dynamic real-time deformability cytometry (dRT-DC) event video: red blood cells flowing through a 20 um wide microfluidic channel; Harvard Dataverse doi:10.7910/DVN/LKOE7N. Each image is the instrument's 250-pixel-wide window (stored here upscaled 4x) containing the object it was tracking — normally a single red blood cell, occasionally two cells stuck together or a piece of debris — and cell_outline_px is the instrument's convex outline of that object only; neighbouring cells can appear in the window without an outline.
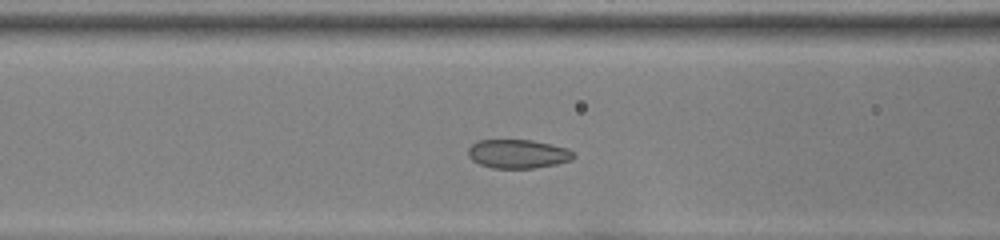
{"species": "common noctule bat (a hibernating species)", "species_latin": "Nyctalus noctula", "temperature_condition": "room temperature", "stored_images_in_passage": 41, "camera_frame_rate_fps": 3000, "um_per_image_px": 0.085, "animal": {"sex": "female", "body_mass_g": 22.0, "forearm_length_mm": 56.7}, "frame": {"image": 1, "passage_image": 11, "time_ms": 3.333, "image_size_px": [1000, 240], "cell_outline_px": [[576, 156], [572, 160], [556, 164], [536, 168], [492, 168], [480, 164], [472, 160], [468, 156], [468, 148], [476, 140], [532, 140], [552, 144], [568, 148]], "centroid_in_image_um": [44.03, 13.08], "position_along_channel_um": 122.6, "area_um2": 17.86}}
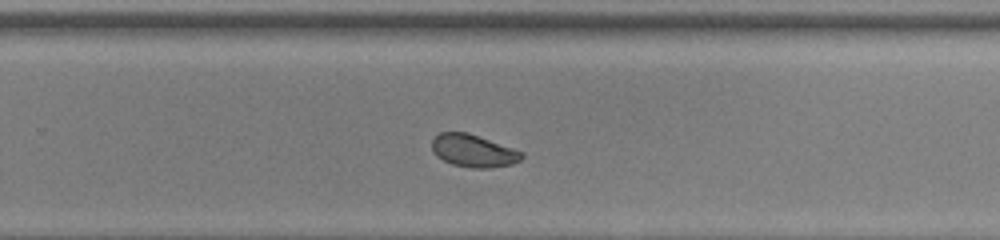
{"frame": {"image": 2, "passage_image": 24, "time_ms": 7.667, "image_size_px": [1000, 240], "cell_outline_px": [[524, 156], [520, 160], [512, 164], [492, 168], [472, 168], [452, 164], [436, 156], [432, 148], [432, 140], [440, 132], [468, 132], [524, 152]], "centroid_in_image_um": [40.25, 12.82], "position_along_channel_um": 289.5, "area_um2": 17.05}}
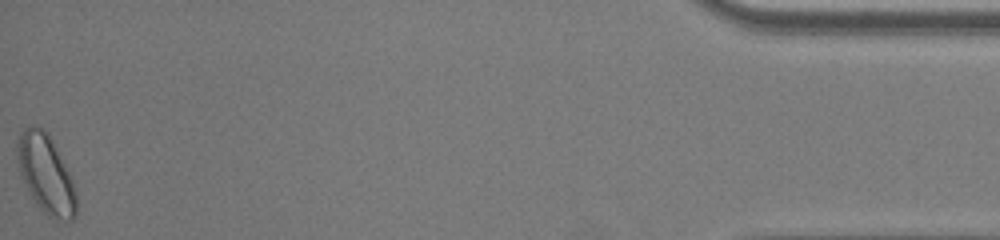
{"frame": {"image": 3, "passage_image": 41, "time_ms": 13.333, "image_size_px": [1000, 240], "cell_outline_px": [[76, 216], [72, 220], [56, 220], [48, 216], [40, 208], [32, 196], [20, 172], [16, 152], [16, 144], [20, 132], [24, 128], [44, 128], [48, 132], [72, 180], [76, 192]], "centroid_in_image_um": [3.91, 14.81], "position_along_channel_um": 431.3, "area_um2": 26.47}, "authors_computed_cell_mechanics": {"area_um2": 18.3226, "velocity_mm_per_s": 3.8724, "shape_relaxation_time_tau1_ms": 3.1743, "shape_relaxation_time_tau2_ms": null, "deformation_change_tau1": 0.0925, "deformation_change_tau2": null}}